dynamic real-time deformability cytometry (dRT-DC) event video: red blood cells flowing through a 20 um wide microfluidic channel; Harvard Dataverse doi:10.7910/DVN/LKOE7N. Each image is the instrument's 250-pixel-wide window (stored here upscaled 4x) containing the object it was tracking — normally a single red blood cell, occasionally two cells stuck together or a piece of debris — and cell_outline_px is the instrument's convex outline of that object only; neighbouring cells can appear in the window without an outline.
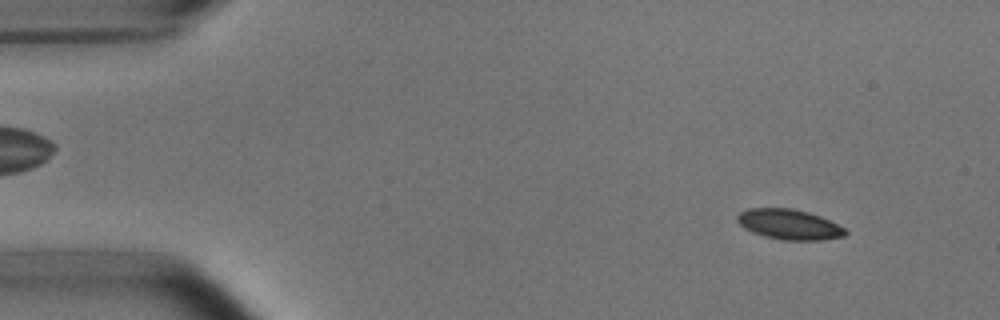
{"species": "common noctule bat (a hibernating species)", "species_latin": "Nyctalus noctula", "temperature_condition": "room temperature", "stored_images_in_passage": 54, "camera_frame_rate_fps": 3000, "um_per_image_px": 0.085, "animal": {"sex": "male", "body_mass_g": 15.6}, "frame": {"image": 1, "passage_image": 6, "time_ms": 1.667, "image_size_px": [1000, 320], "cell_outline_px": [[848, 232], [844, 236], [820, 240], [780, 240], [764, 236], [752, 232], [744, 228], [736, 220], [736, 216], [740, 212], [748, 208], [792, 208], [808, 212], [820, 216], [844, 228]], "centroid_in_image_um": [67.04, 19.07], "position_along_channel_um": 18.0, "area_um2": 19.02}}
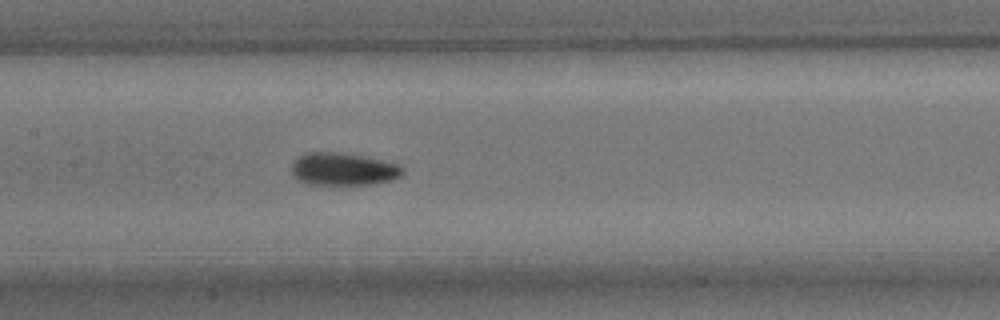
{"frame": {"image": 2, "passage_image": 26, "time_ms": 8.333, "image_size_px": [1000, 320], "cell_outline_px": [[404, 172], [400, 176], [392, 180], [372, 184], [304, 184], [292, 176], [292, 164], [296, 156], [304, 152], [336, 152], [360, 156], [400, 164], [404, 168]], "centroid_in_image_um": [29.13, 14.37], "position_along_channel_um": 178.3, "area_um2": 21.21}}
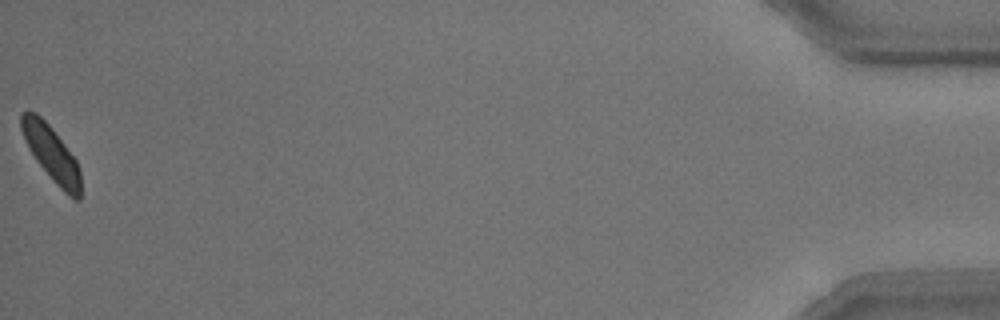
{"frame": {"image": 3, "passage_image": 54, "time_ms": 17.667, "image_size_px": [1000, 320], "cell_outline_px": [[80, 200], [76, 200], [68, 196], [56, 184], [36, 160], [28, 148], [24, 140], [20, 128], [20, 112], [36, 112], [48, 124], [64, 144], [76, 160], [80, 172]], "centroid_in_image_um": [4.35, 13.05], "position_along_channel_um": 430.9, "area_um2": 18.84}, "authors_computed_cell_mechanics": {"area_um2": 19.652, "velocity_mm_per_s": 3.7458, "shape_relaxation_time_tau1_ms": 2.9701, "shape_relaxation_time_tau2_ms": 3.2727, "deformation_change_tau1": 0.0798, "deformation_change_tau2": 0.0735}}